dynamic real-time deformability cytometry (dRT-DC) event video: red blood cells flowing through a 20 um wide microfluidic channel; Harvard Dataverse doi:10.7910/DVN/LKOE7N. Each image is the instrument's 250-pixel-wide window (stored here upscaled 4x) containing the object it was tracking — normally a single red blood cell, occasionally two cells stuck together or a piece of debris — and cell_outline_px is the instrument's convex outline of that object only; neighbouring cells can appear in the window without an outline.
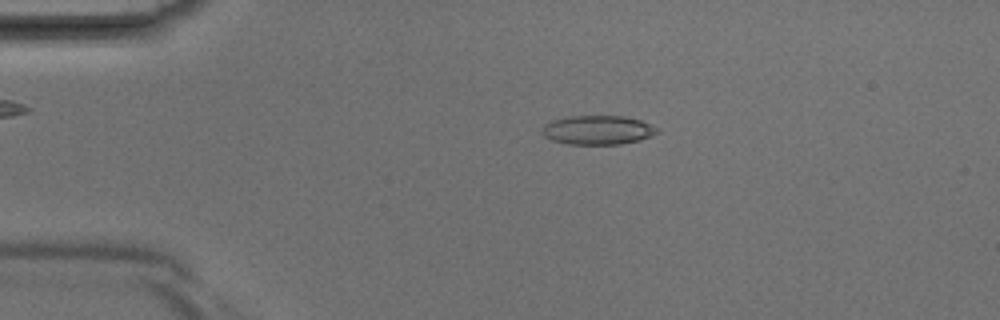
{"species": "Egyptian fruit bat (a non-hibernating species)", "species_latin": "Rousettus aegyptiacus", "temperature_condition": "room temperature", "stored_images_in_passage": 36, "camera_frame_rate_fps": 3000, "um_per_image_px": 0.085, "animal": {"sex": "male"}, "frame": {"image": 1, "passage_image": 4, "time_ms": 1.0, "image_size_px": [1000, 320], "cell_outline_px": [[660, 132], [640, 140], [620, 144], [568, 144], [552, 140], [544, 136], [544, 124], [552, 120], [568, 116], [624, 116], [640, 120], [660, 128]], "centroid_in_image_um": [50.85, 11.05], "position_along_channel_um": 34.1, "area_um2": 19.48}}
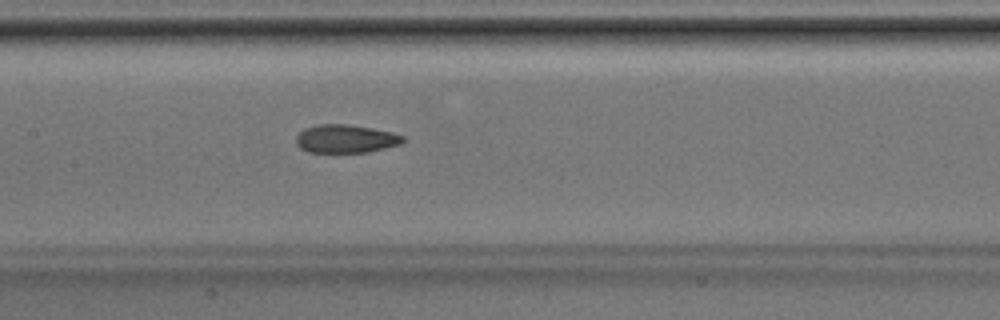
{"frame": {"image": 2, "passage_image": 15, "time_ms": 4.667, "image_size_px": [1000, 320], "cell_outline_px": [[404, 140], [400, 144], [368, 152], [308, 152], [300, 148], [296, 144], [296, 136], [304, 128], [320, 124], [348, 124], [372, 128], [392, 132], [404, 136]], "centroid_in_image_um": [29.36, 11.79], "position_along_channel_um": 178.0, "area_um2": 17.57}}
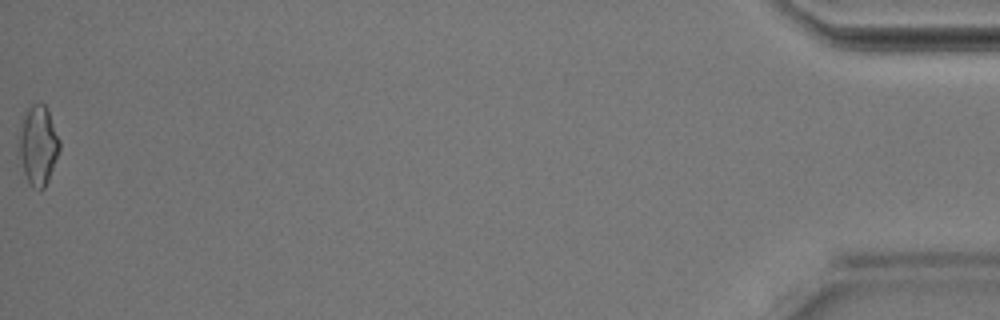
{"frame": {"image": 3, "passage_image": 36, "time_ms": 11.667, "image_size_px": [1000, 320], "cell_outline_px": [[60, 148], [48, 180], [44, 188], [40, 192], [32, 188], [16, 156], [16, 136], [20, 120], [24, 112], [32, 104], [40, 100], [44, 104], [48, 112], [60, 140]], "centroid_in_image_um": [3.15, 12.33], "position_along_channel_um": 432.0, "area_um2": 19.71}}